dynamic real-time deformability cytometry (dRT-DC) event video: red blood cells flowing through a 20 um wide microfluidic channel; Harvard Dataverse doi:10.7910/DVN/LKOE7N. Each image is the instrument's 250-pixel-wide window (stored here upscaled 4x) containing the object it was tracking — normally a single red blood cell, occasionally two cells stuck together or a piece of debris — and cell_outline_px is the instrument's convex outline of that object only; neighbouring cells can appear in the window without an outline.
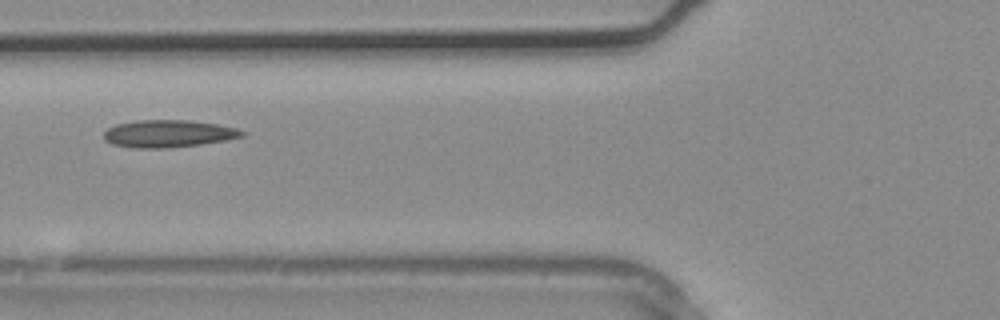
{"species": "common noctule bat (a hibernating species)", "species_latin": "Nyctalus noctula", "temperature_condition": "warm", "stored_images_in_passage": 3, "camera_frame_rate_fps": 3000, "um_per_image_px": 0.085, "animal": {"sex": "male", "body_mass_g": 20.4}, "frame": {"image": 1, "passage_image": 3, "time_ms": 0.667, "image_size_px": [1000, 320], "cell_outline_px": [[244, 136], [228, 140], [200, 144], [168, 148], [136, 148], [112, 144], [104, 140], [104, 132], [108, 128], [116, 124], [136, 120], [192, 120], [216, 124], [236, 128], [244, 132]], "centroid_in_image_um": [14.3, 11.36], "position_along_channel_um": 111.5, "area_um2": 22.08}}